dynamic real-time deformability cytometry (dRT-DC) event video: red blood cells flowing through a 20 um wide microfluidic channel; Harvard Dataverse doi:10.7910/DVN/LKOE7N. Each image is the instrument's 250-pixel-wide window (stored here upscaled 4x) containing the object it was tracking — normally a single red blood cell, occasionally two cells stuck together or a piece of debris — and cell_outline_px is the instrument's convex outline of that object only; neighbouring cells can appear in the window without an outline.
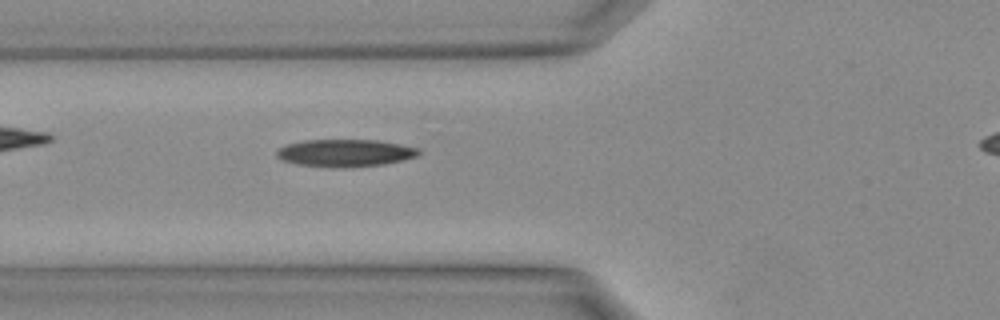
{"species": "Egyptian fruit bat (a non-hibernating species)", "species_latin": "Rousettus aegyptiacus", "temperature_condition": "warm", "stored_images_in_passage": 11, "camera_frame_rate_fps": 3000, "um_per_image_px": 0.085, "animal": {"sex": "female"}, "frame": {"image": 1, "passage_image": 5, "time_ms": 1.333, "image_size_px": [1000, 320], "cell_outline_px": [[420, 152], [416, 156], [404, 160], [384, 164], [340, 168], [296, 164], [280, 160], [276, 156], [276, 152], [280, 148], [288, 144], [304, 140], [376, 140], [420, 148]], "centroid_in_image_um": [29.32, 13.01], "position_along_channel_um": 96.5, "area_um2": 22.6}}